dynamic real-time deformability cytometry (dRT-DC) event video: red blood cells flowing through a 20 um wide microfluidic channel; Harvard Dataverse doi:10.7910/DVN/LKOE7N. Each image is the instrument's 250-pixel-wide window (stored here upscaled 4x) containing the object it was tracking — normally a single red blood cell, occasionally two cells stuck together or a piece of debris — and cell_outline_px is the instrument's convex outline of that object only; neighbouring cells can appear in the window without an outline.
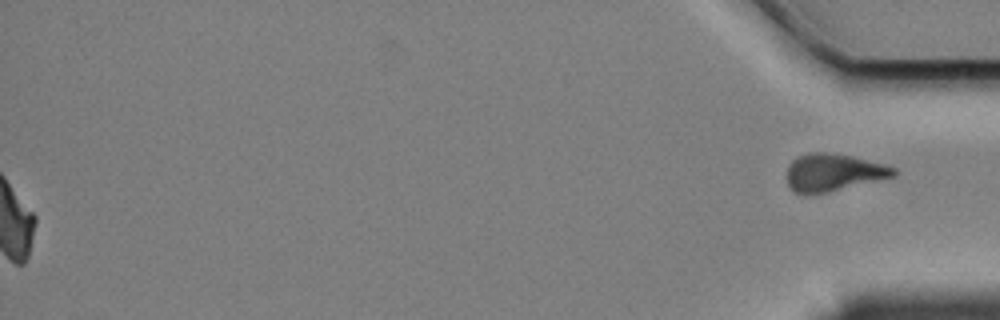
{"species": "Egyptian fruit bat (a non-hibernating species)", "species_latin": "Rousettus aegyptiacus", "temperature_condition": "cold", "stored_images_in_passage": 42, "segment_of_instrument_passage": [2, 2], "camera_frame_rate_fps": 3000, "um_per_image_px": 0.085, "animal": {"sex": "female"}, "frame": {"image": 1, "passage_image": 42, "time_ms": 13.667, "image_size_px": [1000, 320], "cell_outline_px": [[896, 176], [824, 192], [796, 192], [788, 184], [788, 164], [796, 156], [808, 152], [824, 152], [852, 156], [884, 164], [896, 168]], "centroid_in_image_um": [70.84, 14.61], "position_along_channel_um": 364.4, "area_um2": 22.72}}